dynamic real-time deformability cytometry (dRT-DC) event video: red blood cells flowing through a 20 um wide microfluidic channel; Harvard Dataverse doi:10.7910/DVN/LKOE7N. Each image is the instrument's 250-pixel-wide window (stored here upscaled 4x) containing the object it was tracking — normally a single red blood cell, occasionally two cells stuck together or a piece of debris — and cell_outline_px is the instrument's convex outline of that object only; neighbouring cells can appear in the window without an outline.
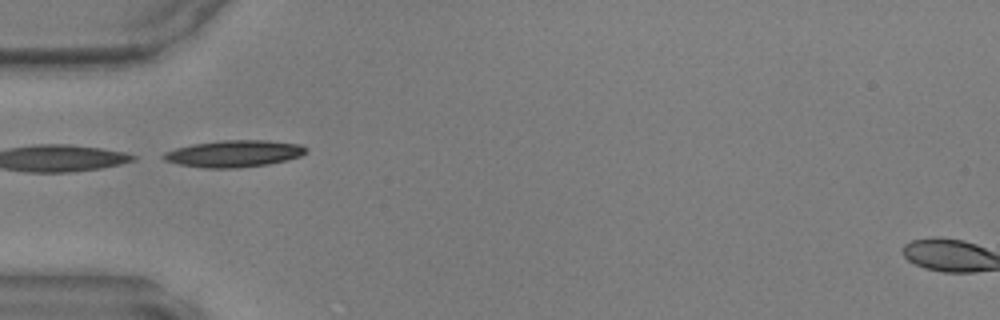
{"species": "common noctule bat (a hibernating species)", "species_latin": "Nyctalus noctula", "temperature_condition": "warm", "stored_images_in_passage": 33, "camera_frame_rate_fps": 3000, "um_per_image_px": 0.085, "animal": {"sex": "male", "body_mass_g": 17.9, "forearm_length_mm": 54.2}, "frame": {"image": 1, "passage_image": 1, "time_ms": 0.0, "image_size_px": [1000, 320], "cell_outline_px": [[308, 152], [300, 156], [268, 164], [240, 168], [204, 168], [180, 164], [164, 160], [160, 156], [164, 152], [176, 148], [192, 144], [220, 140], [268, 140], [300, 144], [308, 148]], "centroid_in_image_um": [19.89, 13.05], "position_along_channel_um": 65.1, "area_um2": 22.37}}
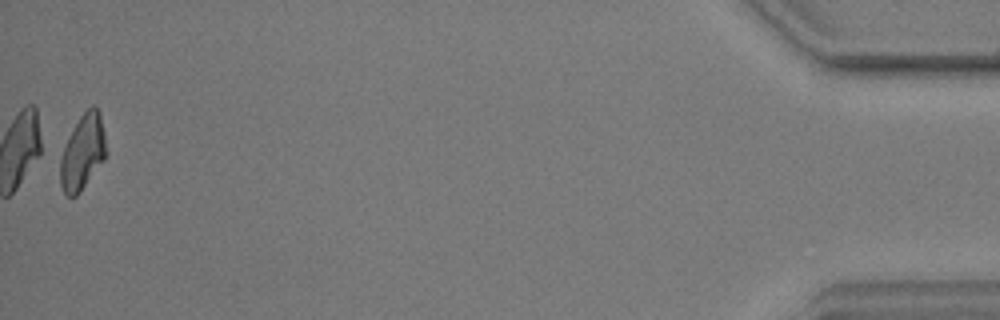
{"frame": {"image": 2, "passage_image": 33, "time_ms": 10.667, "image_size_px": [1000, 320], "cell_outline_px": [[108, 152], [104, 160], [80, 192], [76, 196], [68, 196], [64, 192], [60, 184], [60, 160], [64, 148], [80, 116], [92, 104], [100, 112]], "centroid_in_image_um": [7.06, 12.95], "position_along_channel_um": 428.1, "area_um2": 19.88}}